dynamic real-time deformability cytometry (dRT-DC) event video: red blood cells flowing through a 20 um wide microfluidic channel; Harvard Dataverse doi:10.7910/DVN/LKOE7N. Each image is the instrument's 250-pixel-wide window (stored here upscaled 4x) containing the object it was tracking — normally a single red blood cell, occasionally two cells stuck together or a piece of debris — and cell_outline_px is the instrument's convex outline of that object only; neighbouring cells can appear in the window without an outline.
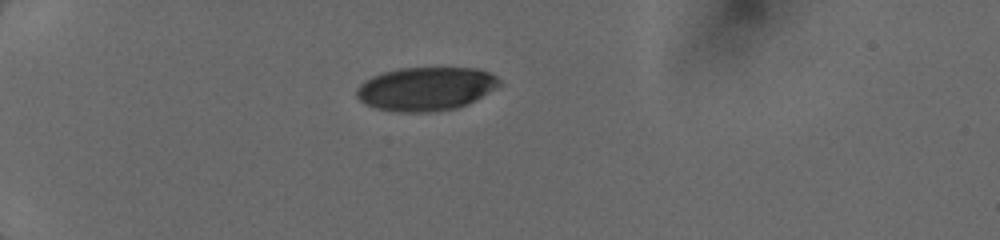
{"species": "human", "species_latin": "Homo sapiens", "temperature_condition": "cold", "stored_images_in_passage": 47, "camera_frame_rate_fps": 3000, "um_per_image_px": 0.085, "donor": {"sex": "female"}, "frame": {"image": 1, "passage_image": 1, "time_ms": 0.0, "image_size_px": [1000, 240], "cell_outline_px": [[500, 84], [496, 88], [468, 104], [456, 108], [428, 112], [400, 112], [376, 108], [364, 104], [356, 96], [356, 88], [364, 80], [372, 76], [384, 72], [400, 68], [472, 68], [488, 72], [496, 76], [500, 80]], "centroid_in_image_um": [36.17, 7.55], "position_along_channel_um": 48.8, "area_um2": 36.18}}
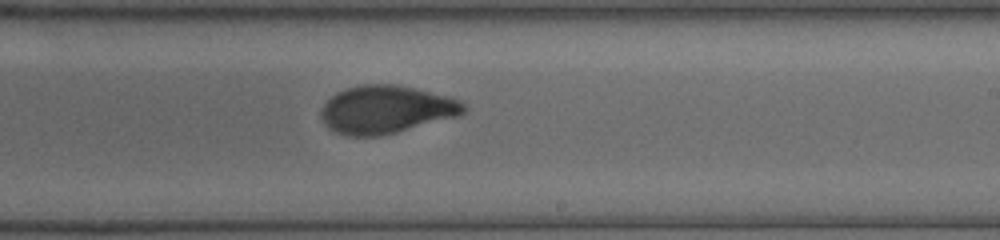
{"frame": {"image": 2, "passage_image": 24, "time_ms": 6.0, "image_size_px": [1000, 240], "cell_outline_px": [[468, 108], [464, 112], [456, 116], [396, 132], [380, 136], [348, 136], [336, 132], [328, 128], [320, 116], [320, 112], [324, 104], [336, 92], [360, 84], [396, 84], [416, 88], [448, 96], [460, 100]], "centroid_in_image_um": [32.8, 9.3], "position_along_channel_um": 256.2, "area_um2": 39.71}}
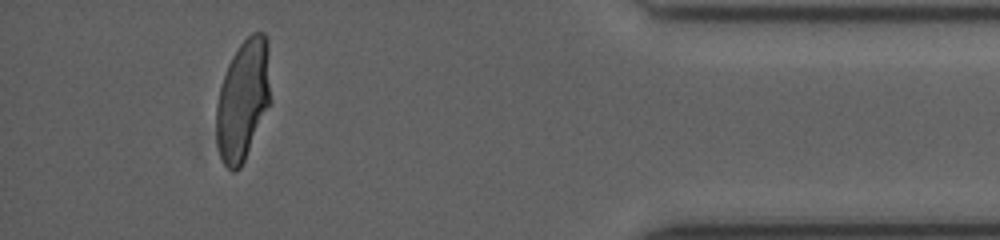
{"frame": {"image": 3, "passage_image": 43, "time_ms": 10.667, "image_size_px": [1000, 240], "cell_outline_px": [[272, 100], [244, 160], [240, 168], [232, 172], [224, 164], [220, 156], [216, 144], [216, 104], [220, 88], [228, 64], [232, 56], [240, 44], [252, 32], [264, 32], [268, 40]], "centroid_in_image_um": [20.68, 8.47], "position_along_channel_um": 414.5, "area_um2": 38.61}}